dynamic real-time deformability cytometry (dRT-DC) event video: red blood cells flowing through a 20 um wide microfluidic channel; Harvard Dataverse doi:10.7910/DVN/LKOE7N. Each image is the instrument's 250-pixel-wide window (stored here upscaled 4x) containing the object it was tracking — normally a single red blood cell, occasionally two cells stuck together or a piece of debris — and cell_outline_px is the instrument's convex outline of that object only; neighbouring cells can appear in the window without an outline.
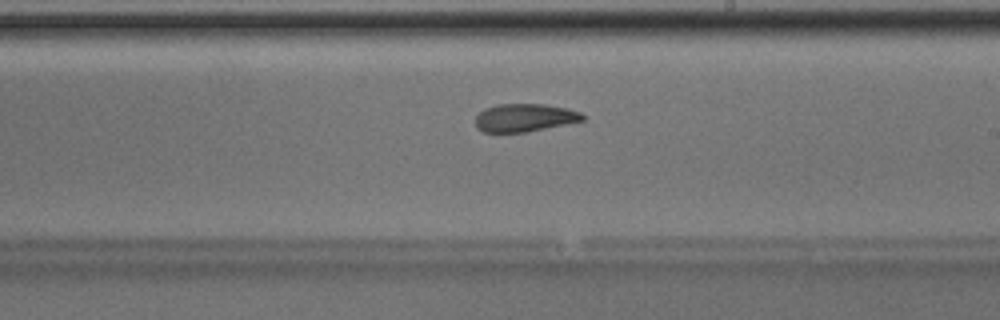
{"species": "Egyptian fruit bat (a non-hibernating species)", "species_latin": "Rousettus aegyptiacus", "temperature_condition": "room temperature", "stored_images_in_passage": 49, "camera_frame_rate_fps": 3000, "um_per_image_px": 0.085, "animal": {"sex": "male"}, "frame": {"image": 1, "passage_image": 28, "time_ms": 9.0, "image_size_px": [1000, 320], "cell_outline_px": [[584, 120], [524, 132], [484, 132], [476, 128], [476, 116], [484, 108], [496, 104], [544, 104], [568, 108], [580, 112], [584, 116]], "centroid_in_image_um": [44.56, 9.99], "position_along_channel_um": 244.4, "area_um2": 17.34}}
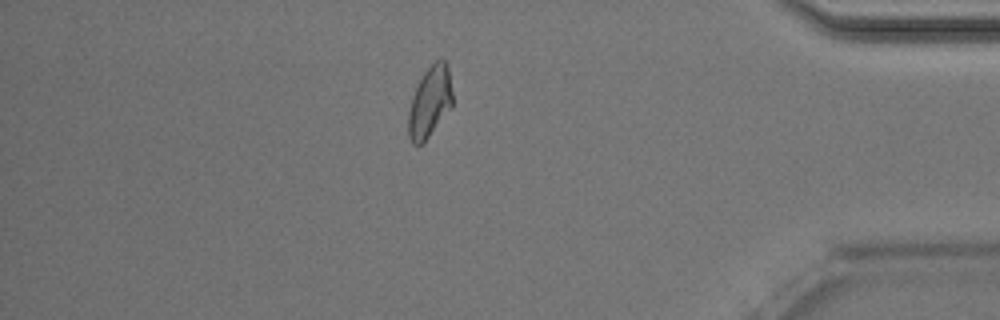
{"frame": {"image": 2, "passage_image": 42, "time_ms": 13.667, "image_size_px": [1000, 320], "cell_outline_px": [[452, 108], [428, 136], [420, 144], [412, 144], [408, 136], [408, 112], [412, 96], [424, 72], [440, 56], [444, 60], [448, 68], [452, 92]], "centroid_in_image_um": [36.53, 8.65], "position_along_channel_um": 398.7, "area_um2": 18.09}, "authors_computed_cell_mechanics": {"area_um2": 18.5538, "velocity_mm_per_s": 4.0276, "shape_relaxation_time_tau1_ms": 9.9123, "shape_relaxation_time_tau2_ms": 3.0116, "deformation_change_tau1": 0.2296, "deformation_change_tau2": 0.1004}}